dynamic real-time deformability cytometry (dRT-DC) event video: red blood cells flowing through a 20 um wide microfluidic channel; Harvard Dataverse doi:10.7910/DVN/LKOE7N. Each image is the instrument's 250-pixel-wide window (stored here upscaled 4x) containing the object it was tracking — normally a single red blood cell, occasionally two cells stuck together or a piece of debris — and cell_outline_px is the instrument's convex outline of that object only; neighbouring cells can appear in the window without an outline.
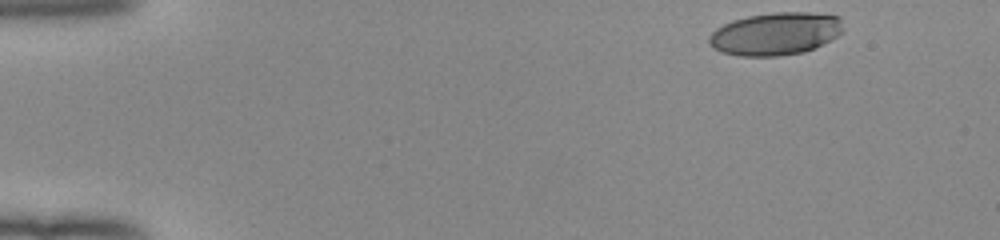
{"species": "human", "species_latin": "Homo sapiens", "temperature_condition": "room temperature", "stored_images_in_passage": 47, "camera_frame_rate_fps": 3000, "um_per_image_px": 0.085, "donor": {"sex": "female"}, "frame": {"image": 1, "passage_image": 1, "time_ms": 0.0, "image_size_px": [1000, 240], "cell_outline_px": [[844, 32], [804, 52], [780, 56], [740, 56], [720, 52], [712, 48], [708, 40], [708, 36], [716, 28], [732, 20], [748, 16], [772, 12], [808, 12], [840, 16], [844, 28]], "centroid_in_image_um": [65.89, 2.86], "position_along_channel_um": 19.1, "area_um2": 33.52}}
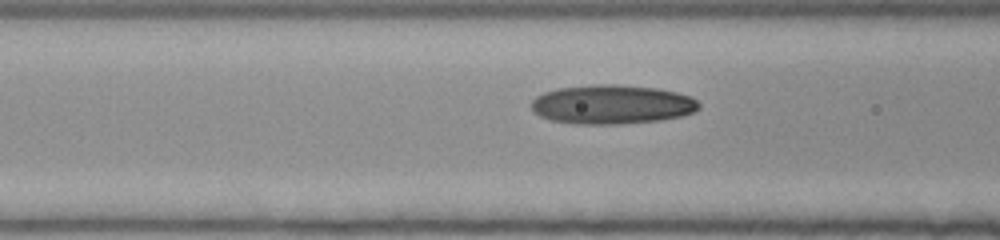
{"frame": {"image": 2, "passage_image": 17, "time_ms": 5.333, "image_size_px": [1000, 240], "cell_outline_px": [[700, 108], [692, 112], [680, 116], [660, 120], [620, 124], [576, 124], [552, 120], [540, 116], [532, 108], [532, 100], [536, 96], [544, 92], [556, 88], [592, 84], [616, 84], [656, 88], [676, 92], [692, 96], [700, 104]], "centroid_in_image_um": [52.01, 8.87], "position_along_channel_um": 114.6, "area_um2": 38.32}}
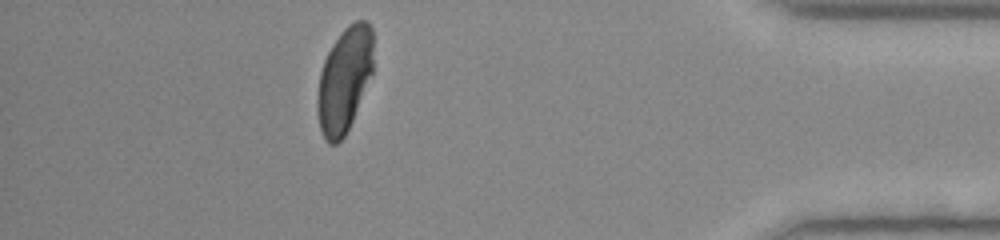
{"frame": {"image": 3, "passage_image": 42, "time_ms": 13.667, "image_size_px": [1000, 240], "cell_outline_px": [[372, 76], [352, 120], [344, 136], [336, 144], [328, 144], [324, 140], [320, 128], [316, 108], [316, 96], [320, 72], [324, 60], [332, 44], [340, 32], [348, 24], [356, 20], [368, 20], [372, 28]], "centroid_in_image_um": [29.26, 6.77], "position_along_channel_um": 405.9, "area_um2": 34.51}, "authors_computed_cell_mechanics": {"area_um2": 36.2406, "velocity_mm_per_s": 3.9913, "shape_relaxation_time_tau1_ms": 5.193, "shape_relaxation_time_tau2_ms": 1.1217, "deformation_change_tau1": 0.2226, "deformation_change_tau2": 0.0704}}